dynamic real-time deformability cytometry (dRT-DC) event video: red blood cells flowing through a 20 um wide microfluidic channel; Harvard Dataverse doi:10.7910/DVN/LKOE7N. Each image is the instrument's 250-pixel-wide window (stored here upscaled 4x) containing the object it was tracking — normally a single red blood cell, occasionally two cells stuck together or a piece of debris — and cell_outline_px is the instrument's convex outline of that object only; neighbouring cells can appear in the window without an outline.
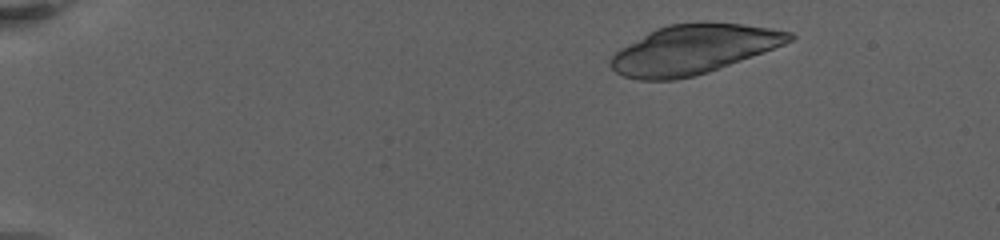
{"species": "human", "species_latin": "Homo sapiens", "temperature_condition": "warm", "stored_images_in_passage": 21, "camera_frame_rate_fps": 3000, "um_per_image_px": 0.085, "donor": {"sex": "female"}, "frame": {"image": 1, "passage_image": 5, "time_ms": 1.333, "image_size_px": [1000, 240], "cell_outline_px": [[796, 36], [792, 40], [784, 44], [764, 52], [708, 72], [676, 80], [640, 80], [624, 76], [616, 72], [608, 64], [612, 56], [620, 48], [648, 32], [656, 28], [668, 24], [708, 20], [740, 24], [768, 28], [792, 32]], "centroid_in_image_um": [58.93, 4.18], "position_along_channel_um": 26.1, "area_um2": 51.44}}
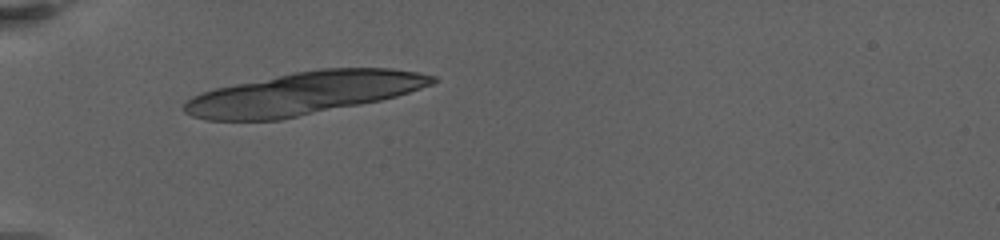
{"frame": {"image": 2, "passage_image": 20, "time_ms": 5.333, "image_size_px": [1000, 240], "cell_outline_px": [[440, 80], [432, 84], [396, 96], [380, 100], [280, 120], [208, 120], [192, 116], [184, 112], [184, 104], [192, 96], [200, 92], [216, 88], [292, 72], [320, 68], [392, 68], [416, 72], [436, 76]], "centroid_in_image_um": [25.81, 7.93], "position_along_channel_um": 59.2, "area_um2": 61.44}}